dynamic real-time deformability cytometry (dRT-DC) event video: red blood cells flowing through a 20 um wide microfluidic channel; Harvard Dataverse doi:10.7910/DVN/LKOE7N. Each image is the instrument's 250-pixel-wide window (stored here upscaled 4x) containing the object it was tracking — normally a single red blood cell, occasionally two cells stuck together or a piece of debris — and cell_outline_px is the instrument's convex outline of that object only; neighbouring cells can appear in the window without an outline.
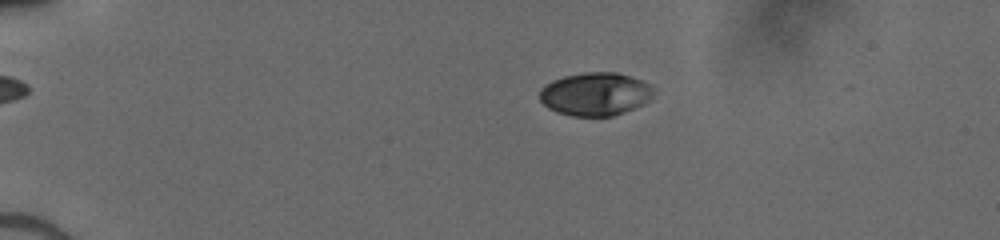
{"species": "human", "species_latin": "Homo sapiens", "temperature_condition": "cold", "stored_images_in_passage": 47, "camera_frame_rate_fps": 3000, "um_per_image_px": 0.085, "donor": {"sex": "male"}, "frame": {"image": 1, "passage_image": 7, "time_ms": 2.0, "image_size_px": [1000, 240], "cell_outline_px": [[652, 96], [644, 104], [624, 112], [612, 116], [572, 116], [556, 112], [548, 108], [540, 100], [540, 88], [552, 80], [564, 76], [584, 72], [616, 72], [640, 80], [648, 84], [652, 88]], "centroid_in_image_um": [50.56, 8.0], "position_along_channel_um": 34.4, "area_um2": 28.55}}
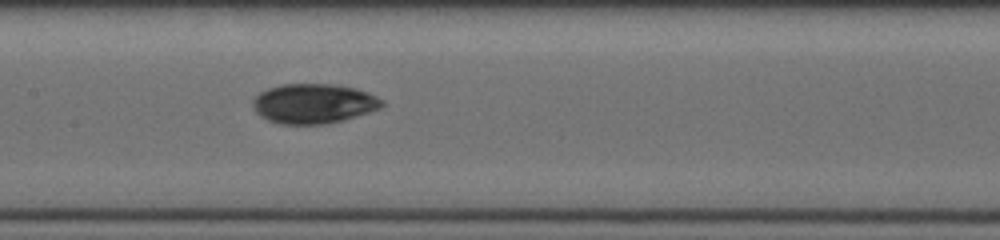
{"frame": {"image": 2, "passage_image": 23, "time_ms": 7.333, "image_size_px": [1000, 240], "cell_outline_px": [[384, 104], [380, 108], [344, 120], [328, 124], [280, 124], [268, 120], [260, 116], [256, 112], [252, 104], [252, 100], [260, 92], [268, 88], [284, 84], [332, 84], [356, 88], [368, 92], [384, 100]], "centroid_in_image_um": [26.66, 8.81], "position_along_channel_um": 180.7, "area_um2": 30.0}}
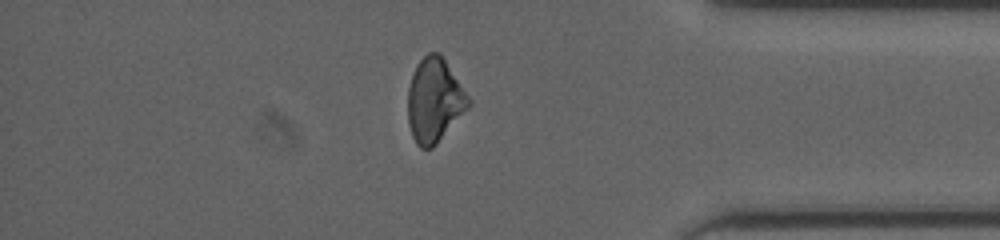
{"frame": {"image": 3, "passage_image": 40, "time_ms": 13.0, "image_size_px": [1000, 240], "cell_outline_px": [[472, 104], [436, 144], [432, 148], [420, 148], [416, 144], [412, 136], [408, 124], [408, 88], [412, 72], [416, 64], [428, 52], [440, 52], [472, 100]], "centroid_in_image_um": [36.93, 8.51], "position_along_channel_um": 398.3, "area_um2": 29.94}}